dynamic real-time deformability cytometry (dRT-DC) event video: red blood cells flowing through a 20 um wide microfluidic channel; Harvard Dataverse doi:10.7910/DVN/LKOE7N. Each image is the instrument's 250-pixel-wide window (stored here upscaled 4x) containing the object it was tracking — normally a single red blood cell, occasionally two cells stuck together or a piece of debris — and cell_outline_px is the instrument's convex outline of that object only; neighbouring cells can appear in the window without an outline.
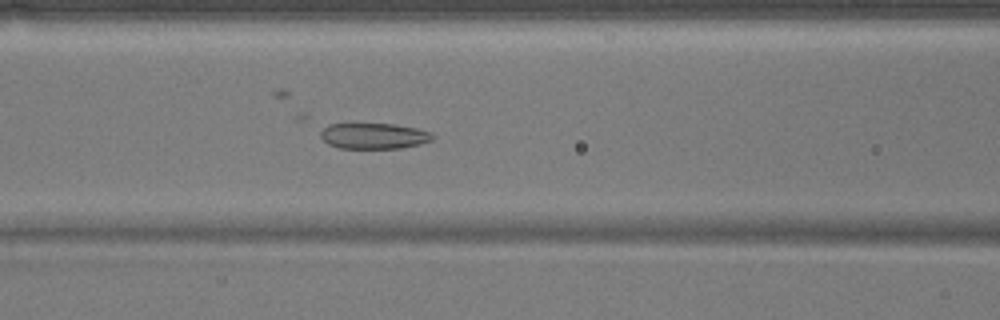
{"species": "common noctule bat (a hibernating species)", "species_latin": "Nyctalus noctula", "temperature_condition": "warm", "stored_images_in_passage": 38, "camera_frame_rate_fps": 3000, "um_per_image_px": 0.085, "animal": {"sex": "male", "body_mass_g": 17.9}, "frame": {"image": 1, "passage_image": 16, "time_ms": 5.0, "image_size_px": [1000, 320], "cell_outline_px": [[436, 136], [432, 140], [420, 144], [400, 148], [340, 148], [328, 144], [320, 136], [320, 128], [328, 124], [396, 124], [416, 128], [432, 132]], "centroid_in_image_um": [31.78, 11.55], "position_along_channel_um": 134.8, "area_um2": 16.99}}
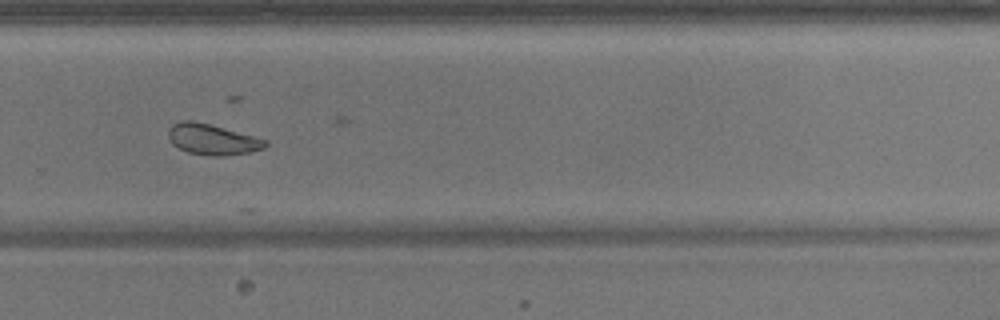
{"frame": {"image": 2, "passage_image": 30, "time_ms": 9.667, "image_size_px": [1000, 320], "cell_outline_px": [[268, 144], [264, 148], [248, 152], [224, 156], [216, 156], [188, 152], [172, 144], [168, 136], [168, 128], [172, 124], [180, 120], [192, 120], [208, 124], [268, 140]], "centroid_in_image_um": [18.02, 11.84], "position_along_channel_um": 311.8, "area_um2": 17.17}}
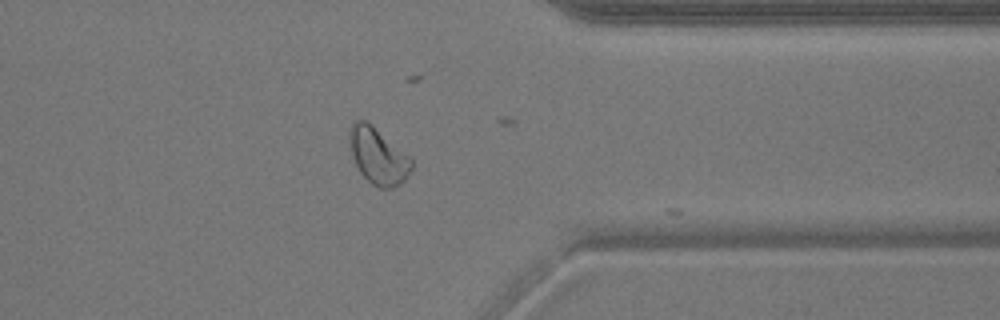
{"frame": {"image": 3, "passage_image": 36, "time_ms": 11.667, "image_size_px": [1000, 320], "cell_outline_px": [[412, 168], [408, 176], [400, 184], [392, 188], [380, 188], [372, 184], [360, 172], [352, 156], [348, 132], [352, 124], [356, 120], [364, 120], [408, 156], [412, 160]], "centroid_in_image_um": [32.12, 13.3], "position_along_channel_um": 379.3, "area_um2": 19.65}}